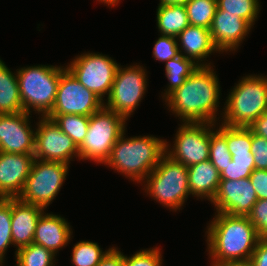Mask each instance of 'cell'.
I'll return each mask as SVG.
<instances>
[{"instance_id": "1", "label": "cell", "mask_w": 267, "mask_h": 266, "mask_svg": "<svg viewBox=\"0 0 267 266\" xmlns=\"http://www.w3.org/2000/svg\"><path fill=\"white\" fill-rule=\"evenodd\" d=\"M207 227V244L211 266L249 262L261 239L247 216L216 212Z\"/></svg>"}, {"instance_id": "2", "label": "cell", "mask_w": 267, "mask_h": 266, "mask_svg": "<svg viewBox=\"0 0 267 266\" xmlns=\"http://www.w3.org/2000/svg\"><path fill=\"white\" fill-rule=\"evenodd\" d=\"M212 66H199L164 100L183 122L216 123L220 85Z\"/></svg>"}, {"instance_id": "3", "label": "cell", "mask_w": 267, "mask_h": 266, "mask_svg": "<svg viewBox=\"0 0 267 266\" xmlns=\"http://www.w3.org/2000/svg\"><path fill=\"white\" fill-rule=\"evenodd\" d=\"M124 135L125 132L116 141L104 165L133 181L142 182L165 154L166 140L152 135L125 139Z\"/></svg>"}, {"instance_id": "4", "label": "cell", "mask_w": 267, "mask_h": 266, "mask_svg": "<svg viewBox=\"0 0 267 266\" xmlns=\"http://www.w3.org/2000/svg\"><path fill=\"white\" fill-rule=\"evenodd\" d=\"M223 109L222 124L249 127L259 116L267 113V78L248 75L231 89Z\"/></svg>"}, {"instance_id": "5", "label": "cell", "mask_w": 267, "mask_h": 266, "mask_svg": "<svg viewBox=\"0 0 267 266\" xmlns=\"http://www.w3.org/2000/svg\"><path fill=\"white\" fill-rule=\"evenodd\" d=\"M64 69L61 66L34 65L16 71L24 112L30 114L32 108L35 113H42L39 117H46L51 112Z\"/></svg>"}, {"instance_id": "6", "label": "cell", "mask_w": 267, "mask_h": 266, "mask_svg": "<svg viewBox=\"0 0 267 266\" xmlns=\"http://www.w3.org/2000/svg\"><path fill=\"white\" fill-rule=\"evenodd\" d=\"M143 182H147L145 192L150 197L174 211L180 210L190 195L187 166L166 154Z\"/></svg>"}, {"instance_id": "7", "label": "cell", "mask_w": 267, "mask_h": 266, "mask_svg": "<svg viewBox=\"0 0 267 266\" xmlns=\"http://www.w3.org/2000/svg\"><path fill=\"white\" fill-rule=\"evenodd\" d=\"M127 119L104 105L90 116L87 134L78 147L79 159L104 164L116 141L125 132Z\"/></svg>"}, {"instance_id": "8", "label": "cell", "mask_w": 267, "mask_h": 266, "mask_svg": "<svg viewBox=\"0 0 267 266\" xmlns=\"http://www.w3.org/2000/svg\"><path fill=\"white\" fill-rule=\"evenodd\" d=\"M68 163L36 159L18 199L46 208L52 203L68 174Z\"/></svg>"}, {"instance_id": "9", "label": "cell", "mask_w": 267, "mask_h": 266, "mask_svg": "<svg viewBox=\"0 0 267 266\" xmlns=\"http://www.w3.org/2000/svg\"><path fill=\"white\" fill-rule=\"evenodd\" d=\"M143 66L132 65L126 68L118 66L111 92L104 106L128 120L139 106L147 90V76Z\"/></svg>"}, {"instance_id": "10", "label": "cell", "mask_w": 267, "mask_h": 266, "mask_svg": "<svg viewBox=\"0 0 267 266\" xmlns=\"http://www.w3.org/2000/svg\"><path fill=\"white\" fill-rule=\"evenodd\" d=\"M119 64L111 57L98 53L77 56L66 68L84 87L102 101L111 92Z\"/></svg>"}, {"instance_id": "11", "label": "cell", "mask_w": 267, "mask_h": 266, "mask_svg": "<svg viewBox=\"0 0 267 266\" xmlns=\"http://www.w3.org/2000/svg\"><path fill=\"white\" fill-rule=\"evenodd\" d=\"M214 125L183 122L176 132L173 148L165 142V154L187 167L209 160L210 127Z\"/></svg>"}, {"instance_id": "12", "label": "cell", "mask_w": 267, "mask_h": 266, "mask_svg": "<svg viewBox=\"0 0 267 266\" xmlns=\"http://www.w3.org/2000/svg\"><path fill=\"white\" fill-rule=\"evenodd\" d=\"M104 102L84 87L65 67L61 72L56 100L48 115L77 114L91 116Z\"/></svg>"}, {"instance_id": "13", "label": "cell", "mask_w": 267, "mask_h": 266, "mask_svg": "<svg viewBox=\"0 0 267 266\" xmlns=\"http://www.w3.org/2000/svg\"><path fill=\"white\" fill-rule=\"evenodd\" d=\"M41 118L35 129V158L68 164L74 156L79 159L78 147L73 140L61 131L53 119Z\"/></svg>"}, {"instance_id": "14", "label": "cell", "mask_w": 267, "mask_h": 266, "mask_svg": "<svg viewBox=\"0 0 267 266\" xmlns=\"http://www.w3.org/2000/svg\"><path fill=\"white\" fill-rule=\"evenodd\" d=\"M258 197L250 178L220 180L218 190L211 201L216 211L230 215L247 216Z\"/></svg>"}, {"instance_id": "15", "label": "cell", "mask_w": 267, "mask_h": 266, "mask_svg": "<svg viewBox=\"0 0 267 266\" xmlns=\"http://www.w3.org/2000/svg\"><path fill=\"white\" fill-rule=\"evenodd\" d=\"M31 114H0V152L34 154L35 130L29 118Z\"/></svg>"}, {"instance_id": "16", "label": "cell", "mask_w": 267, "mask_h": 266, "mask_svg": "<svg viewBox=\"0 0 267 266\" xmlns=\"http://www.w3.org/2000/svg\"><path fill=\"white\" fill-rule=\"evenodd\" d=\"M34 160V154L0 152V198L19 197Z\"/></svg>"}, {"instance_id": "17", "label": "cell", "mask_w": 267, "mask_h": 266, "mask_svg": "<svg viewBox=\"0 0 267 266\" xmlns=\"http://www.w3.org/2000/svg\"><path fill=\"white\" fill-rule=\"evenodd\" d=\"M252 25L236 14L223 13L217 8L209 28L211 38L220 52L236 51L242 40L249 34Z\"/></svg>"}, {"instance_id": "18", "label": "cell", "mask_w": 267, "mask_h": 266, "mask_svg": "<svg viewBox=\"0 0 267 266\" xmlns=\"http://www.w3.org/2000/svg\"><path fill=\"white\" fill-rule=\"evenodd\" d=\"M44 208L12 198L11 232L17 250L33 243L37 222Z\"/></svg>"}, {"instance_id": "19", "label": "cell", "mask_w": 267, "mask_h": 266, "mask_svg": "<svg viewBox=\"0 0 267 266\" xmlns=\"http://www.w3.org/2000/svg\"><path fill=\"white\" fill-rule=\"evenodd\" d=\"M72 233L65 218L43 212L37 222L33 243L57 255V252L69 243Z\"/></svg>"}, {"instance_id": "20", "label": "cell", "mask_w": 267, "mask_h": 266, "mask_svg": "<svg viewBox=\"0 0 267 266\" xmlns=\"http://www.w3.org/2000/svg\"><path fill=\"white\" fill-rule=\"evenodd\" d=\"M180 54L193 60L199 66H211L206 61L212 52H219L214 45L209 29L189 25L177 37ZM182 50H184L182 53Z\"/></svg>"}, {"instance_id": "21", "label": "cell", "mask_w": 267, "mask_h": 266, "mask_svg": "<svg viewBox=\"0 0 267 266\" xmlns=\"http://www.w3.org/2000/svg\"><path fill=\"white\" fill-rule=\"evenodd\" d=\"M188 168L190 194L194 197L213 200L220 183V173L210 160L199 162Z\"/></svg>"}, {"instance_id": "22", "label": "cell", "mask_w": 267, "mask_h": 266, "mask_svg": "<svg viewBox=\"0 0 267 266\" xmlns=\"http://www.w3.org/2000/svg\"><path fill=\"white\" fill-rule=\"evenodd\" d=\"M22 111L17 74L12 73L0 59V114H17Z\"/></svg>"}, {"instance_id": "23", "label": "cell", "mask_w": 267, "mask_h": 266, "mask_svg": "<svg viewBox=\"0 0 267 266\" xmlns=\"http://www.w3.org/2000/svg\"><path fill=\"white\" fill-rule=\"evenodd\" d=\"M156 15L157 27L161 35L177 37L189 26L184 4L159 5Z\"/></svg>"}, {"instance_id": "24", "label": "cell", "mask_w": 267, "mask_h": 266, "mask_svg": "<svg viewBox=\"0 0 267 266\" xmlns=\"http://www.w3.org/2000/svg\"><path fill=\"white\" fill-rule=\"evenodd\" d=\"M198 67L199 65L193 60L186 58L181 54L168 60L165 63V75L169 80V86L162 96L163 100L177 88L182 86L186 79L197 70Z\"/></svg>"}, {"instance_id": "25", "label": "cell", "mask_w": 267, "mask_h": 266, "mask_svg": "<svg viewBox=\"0 0 267 266\" xmlns=\"http://www.w3.org/2000/svg\"><path fill=\"white\" fill-rule=\"evenodd\" d=\"M46 117L53 119L60 127L61 131L67 134L73 142L79 147L87 134L90 116L77 114L64 115H47Z\"/></svg>"}, {"instance_id": "26", "label": "cell", "mask_w": 267, "mask_h": 266, "mask_svg": "<svg viewBox=\"0 0 267 266\" xmlns=\"http://www.w3.org/2000/svg\"><path fill=\"white\" fill-rule=\"evenodd\" d=\"M215 125L210 128V155L209 160L217 168L220 173L226 168L228 163L232 161L226 142V125L221 124L219 128L214 131Z\"/></svg>"}, {"instance_id": "27", "label": "cell", "mask_w": 267, "mask_h": 266, "mask_svg": "<svg viewBox=\"0 0 267 266\" xmlns=\"http://www.w3.org/2000/svg\"><path fill=\"white\" fill-rule=\"evenodd\" d=\"M55 256L51 250L35 243L15 251L17 266H55Z\"/></svg>"}, {"instance_id": "28", "label": "cell", "mask_w": 267, "mask_h": 266, "mask_svg": "<svg viewBox=\"0 0 267 266\" xmlns=\"http://www.w3.org/2000/svg\"><path fill=\"white\" fill-rule=\"evenodd\" d=\"M185 7L189 25L209 29L217 10V0H189Z\"/></svg>"}, {"instance_id": "29", "label": "cell", "mask_w": 267, "mask_h": 266, "mask_svg": "<svg viewBox=\"0 0 267 266\" xmlns=\"http://www.w3.org/2000/svg\"><path fill=\"white\" fill-rule=\"evenodd\" d=\"M110 249L103 251L98 243L91 241L77 242L72 250L71 263L74 266H98Z\"/></svg>"}, {"instance_id": "30", "label": "cell", "mask_w": 267, "mask_h": 266, "mask_svg": "<svg viewBox=\"0 0 267 266\" xmlns=\"http://www.w3.org/2000/svg\"><path fill=\"white\" fill-rule=\"evenodd\" d=\"M259 7V0H217V8L223 10V13L236 14L252 26L259 14Z\"/></svg>"}, {"instance_id": "31", "label": "cell", "mask_w": 267, "mask_h": 266, "mask_svg": "<svg viewBox=\"0 0 267 266\" xmlns=\"http://www.w3.org/2000/svg\"><path fill=\"white\" fill-rule=\"evenodd\" d=\"M12 198H0V266L9 245H13L11 232Z\"/></svg>"}, {"instance_id": "32", "label": "cell", "mask_w": 267, "mask_h": 266, "mask_svg": "<svg viewBox=\"0 0 267 266\" xmlns=\"http://www.w3.org/2000/svg\"><path fill=\"white\" fill-rule=\"evenodd\" d=\"M226 142L231 155L241 152H251L252 131L249 127L226 125Z\"/></svg>"}, {"instance_id": "33", "label": "cell", "mask_w": 267, "mask_h": 266, "mask_svg": "<svg viewBox=\"0 0 267 266\" xmlns=\"http://www.w3.org/2000/svg\"><path fill=\"white\" fill-rule=\"evenodd\" d=\"M162 260L158 247L140 250L131 257L123 254L124 266H162Z\"/></svg>"}, {"instance_id": "34", "label": "cell", "mask_w": 267, "mask_h": 266, "mask_svg": "<svg viewBox=\"0 0 267 266\" xmlns=\"http://www.w3.org/2000/svg\"><path fill=\"white\" fill-rule=\"evenodd\" d=\"M176 37L161 35L155 42L153 57L155 60L167 62L168 60L180 55Z\"/></svg>"}, {"instance_id": "35", "label": "cell", "mask_w": 267, "mask_h": 266, "mask_svg": "<svg viewBox=\"0 0 267 266\" xmlns=\"http://www.w3.org/2000/svg\"><path fill=\"white\" fill-rule=\"evenodd\" d=\"M261 238H267V199H258L247 215Z\"/></svg>"}, {"instance_id": "36", "label": "cell", "mask_w": 267, "mask_h": 266, "mask_svg": "<svg viewBox=\"0 0 267 266\" xmlns=\"http://www.w3.org/2000/svg\"><path fill=\"white\" fill-rule=\"evenodd\" d=\"M251 153L254 156L255 169L267 170V139L252 132Z\"/></svg>"}, {"instance_id": "37", "label": "cell", "mask_w": 267, "mask_h": 266, "mask_svg": "<svg viewBox=\"0 0 267 266\" xmlns=\"http://www.w3.org/2000/svg\"><path fill=\"white\" fill-rule=\"evenodd\" d=\"M255 168L240 167L232 160L220 172V180H239L250 177Z\"/></svg>"}, {"instance_id": "38", "label": "cell", "mask_w": 267, "mask_h": 266, "mask_svg": "<svg viewBox=\"0 0 267 266\" xmlns=\"http://www.w3.org/2000/svg\"><path fill=\"white\" fill-rule=\"evenodd\" d=\"M249 178L258 199H267V170L255 169Z\"/></svg>"}, {"instance_id": "39", "label": "cell", "mask_w": 267, "mask_h": 266, "mask_svg": "<svg viewBox=\"0 0 267 266\" xmlns=\"http://www.w3.org/2000/svg\"><path fill=\"white\" fill-rule=\"evenodd\" d=\"M249 263L252 266H267V238L259 240Z\"/></svg>"}, {"instance_id": "40", "label": "cell", "mask_w": 267, "mask_h": 266, "mask_svg": "<svg viewBox=\"0 0 267 266\" xmlns=\"http://www.w3.org/2000/svg\"><path fill=\"white\" fill-rule=\"evenodd\" d=\"M98 266H124L123 253L117 248L111 247Z\"/></svg>"}, {"instance_id": "41", "label": "cell", "mask_w": 267, "mask_h": 266, "mask_svg": "<svg viewBox=\"0 0 267 266\" xmlns=\"http://www.w3.org/2000/svg\"><path fill=\"white\" fill-rule=\"evenodd\" d=\"M249 128L254 134L267 139V113L259 116Z\"/></svg>"}, {"instance_id": "42", "label": "cell", "mask_w": 267, "mask_h": 266, "mask_svg": "<svg viewBox=\"0 0 267 266\" xmlns=\"http://www.w3.org/2000/svg\"><path fill=\"white\" fill-rule=\"evenodd\" d=\"M232 160L237 166L255 168L254 156L251 152H241L232 155Z\"/></svg>"}, {"instance_id": "43", "label": "cell", "mask_w": 267, "mask_h": 266, "mask_svg": "<svg viewBox=\"0 0 267 266\" xmlns=\"http://www.w3.org/2000/svg\"><path fill=\"white\" fill-rule=\"evenodd\" d=\"M189 0H160L159 5L186 4Z\"/></svg>"}, {"instance_id": "44", "label": "cell", "mask_w": 267, "mask_h": 266, "mask_svg": "<svg viewBox=\"0 0 267 266\" xmlns=\"http://www.w3.org/2000/svg\"><path fill=\"white\" fill-rule=\"evenodd\" d=\"M98 1V0H97ZM100 2L107 4L108 6H116L119 3V0H99Z\"/></svg>"}, {"instance_id": "45", "label": "cell", "mask_w": 267, "mask_h": 266, "mask_svg": "<svg viewBox=\"0 0 267 266\" xmlns=\"http://www.w3.org/2000/svg\"><path fill=\"white\" fill-rule=\"evenodd\" d=\"M226 266H252L249 262H244V263H234V264H229Z\"/></svg>"}]
</instances>
